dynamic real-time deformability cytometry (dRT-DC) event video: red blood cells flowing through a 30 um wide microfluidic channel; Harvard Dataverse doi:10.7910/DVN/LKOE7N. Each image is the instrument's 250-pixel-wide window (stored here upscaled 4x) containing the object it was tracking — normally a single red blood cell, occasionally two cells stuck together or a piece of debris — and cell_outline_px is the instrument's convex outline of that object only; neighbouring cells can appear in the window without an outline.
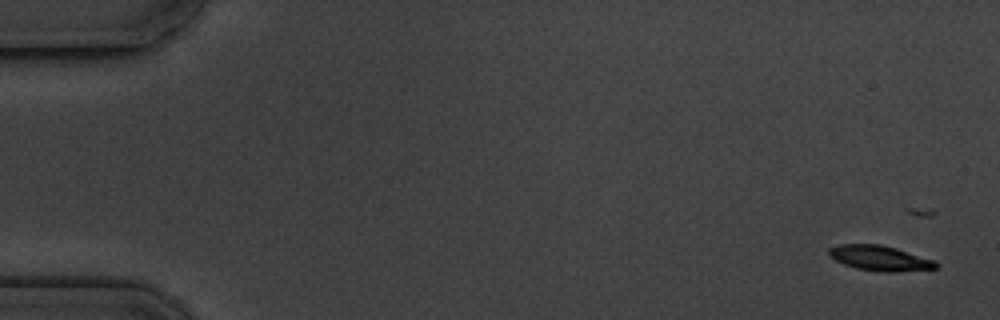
{"species": "common noctule bat (a hibernating species)", "species_latin": "Nyctalus noctula", "temperature_condition": "cold", "stored_images_in_passage": 6, "camera_frame_rate_fps": 3000, "um_per_image_px": 0.085, "animal": {"sex": "male", "body_mass_g": 19.5, "forearm_length_mm": 54.6}, "frame": {"image": 1, "passage_image": 1, "time_ms": 0.0, "image_size_px": [1000, 320], "cell_outline_px": [[940, 264], [936, 268], [896, 272], [880, 272], [856, 268], [844, 264], [828, 256], [828, 248], [840, 244], [880, 244], [896, 248], [936, 260]], "centroid_in_image_um": [74.8, 21.94], "position_along_channel_um": 10.2, "area_um2": 15.84}}
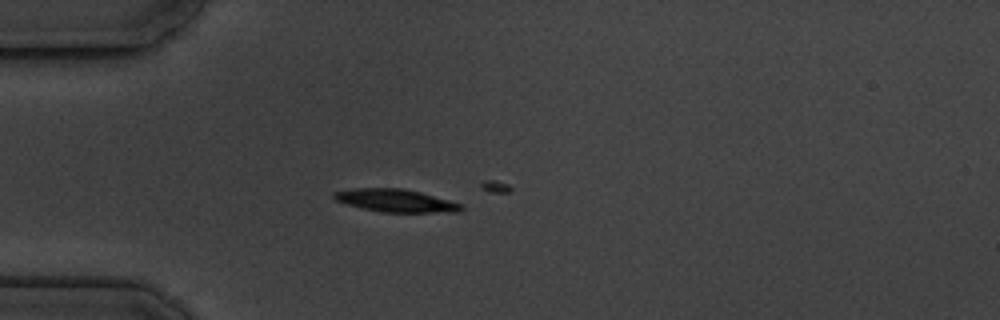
{"frame": {"image": 2, "passage_image": 5, "time_ms": 4.667, "image_size_px": [1000, 320], "cell_outline_px": [[464, 208], [460, 212], [380, 212], [360, 208], [336, 200], [332, 196], [332, 192], [352, 188], [404, 188], [420, 192], [464, 204]], "centroid_in_image_um": [33.64, 17.05], "position_along_channel_um": 51.4, "area_um2": 17.05}}